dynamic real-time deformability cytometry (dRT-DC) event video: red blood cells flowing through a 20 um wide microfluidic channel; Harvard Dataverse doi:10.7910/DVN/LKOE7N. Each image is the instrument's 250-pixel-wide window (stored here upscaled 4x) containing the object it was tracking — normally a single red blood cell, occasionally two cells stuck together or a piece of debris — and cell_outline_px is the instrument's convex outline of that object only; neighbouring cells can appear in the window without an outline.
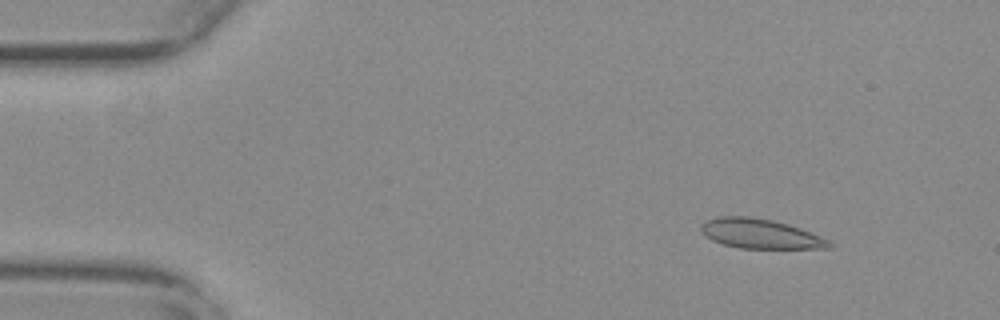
{"species": "common noctule bat (a hibernating species)", "species_latin": "Nyctalus noctula", "temperature_condition": "warm", "stored_images_in_passage": 55, "camera_frame_rate_fps": 3000, "um_per_image_px": 0.085, "animal": {"sex": "female", "body_mass_g": 29.2, "forearm_length_mm": 56.3}, "frame": {"image": 1, "passage_image": 7, "time_ms": 2.0, "image_size_px": [1000, 320], "cell_outline_px": [[836, 244], [832, 248], [740, 248], [724, 244], [712, 240], [704, 236], [700, 228], [700, 224], [704, 220], [716, 216], [748, 216], [772, 220], [788, 224], [800, 228], [832, 240]], "centroid_in_image_um": [64.64, 19.86], "position_along_channel_um": 20.4, "area_um2": 22.43}}
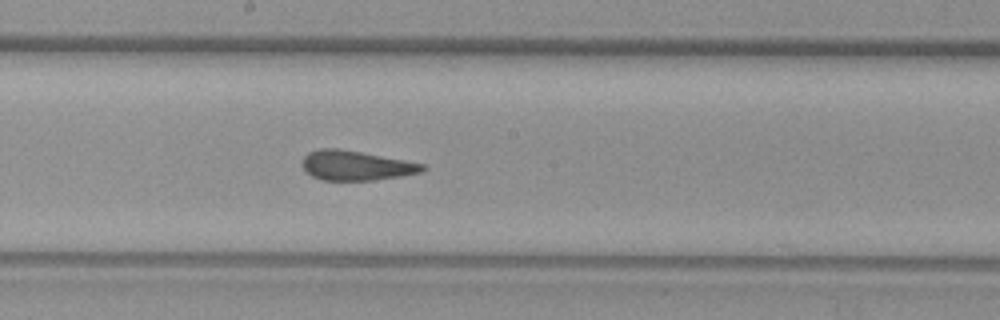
{"frame": {"image": 2, "passage_image": 30, "time_ms": 9.667, "image_size_px": [1000, 320], "cell_outline_px": [[428, 168], [420, 172], [400, 176], [376, 180], [320, 180], [312, 176], [300, 164], [300, 160], [308, 152], [320, 148], [336, 148], [360, 152], [404, 160], [424, 164]], "centroid_in_image_um": [30.22, 14.07], "position_along_channel_um": 218.0, "area_um2": 20.75}}
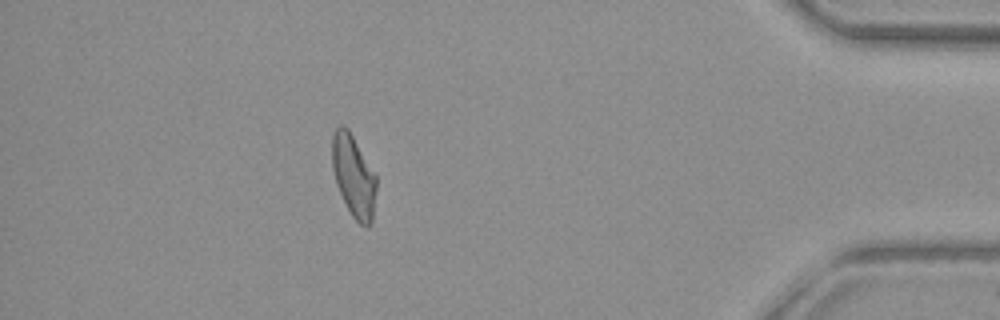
{"frame": {"image": 3, "passage_image": 49, "time_ms": 16.0, "image_size_px": [1000, 320], "cell_outline_px": [[376, 192], [372, 224], [360, 224], [352, 216], [336, 184], [332, 168], [332, 136], [336, 128], [340, 124], [344, 124], [348, 128], [376, 176]], "centroid_in_image_um": [30.05, 14.93], "position_along_channel_um": 405.2, "area_um2": 20.92}, "authors_computed_cell_mechanics": {"area_um2": 21.8484, "velocity_mm_per_s": 3.7678, "shape_relaxation_time_tau1_ms": null, "shape_relaxation_time_tau2_ms": 1.2627, "deformation_change_tau1": null, "deformation_change_tau2": 0.0633}}